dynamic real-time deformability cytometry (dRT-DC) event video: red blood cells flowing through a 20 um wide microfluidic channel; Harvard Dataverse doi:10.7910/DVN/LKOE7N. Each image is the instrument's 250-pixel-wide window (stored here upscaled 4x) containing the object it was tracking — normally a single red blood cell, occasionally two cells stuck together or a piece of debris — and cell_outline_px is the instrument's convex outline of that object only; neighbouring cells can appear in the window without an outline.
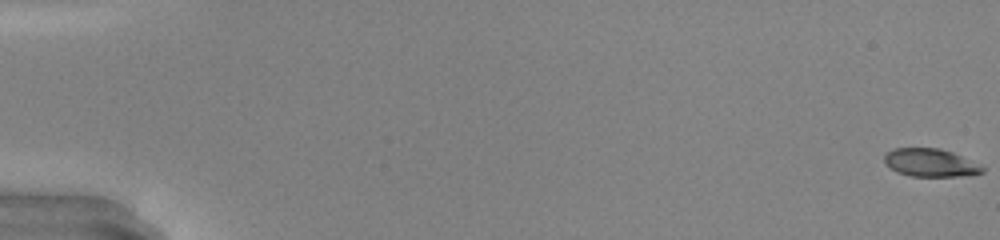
{"species": "common noctule bat (a hibernating species)", "species_latin": "Nyctalus noctula", "temperature_condition": "warm", "stored_images_in_passage": 50, "camera_frame_rate_fps": 3000, "um_per_image_px": 0.085, "animal": {"sex": "male", "body_mass_g": 20.0, "forearm_length_mm": 53.3}, "frame": {"image": 1, "passage_image": 1, "time_ms": 0.0, "image_size_px": [1000, 240], "cell_outline_px": [[984, 172], [972, 176], [912, 176], [896, 172], [884, 164], [884, 156], [892, 148], [940, 148], [952, 152], [984, 168]], "centroid_in_image_um": [79.04, 13.84], "position_along_channel_um": 6.0, "area_um2": 15.95}}
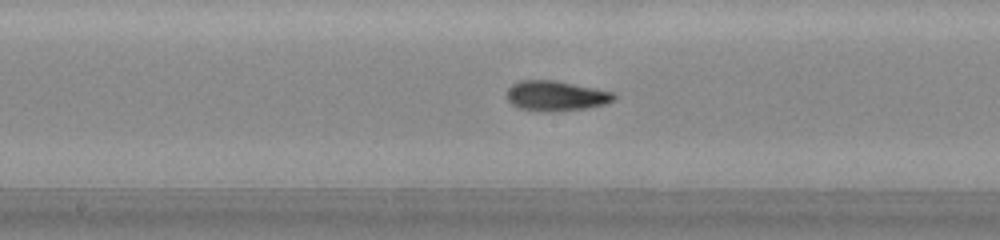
{"frame": {"image": 2, "passage_image": 28, "time_ms": 9.0, "image_size_px": [1000, 240], "cell_outline_px": [[616, 100], [604, 104], [588, 108], [552, 112], [544, 112], [520, 108], [512, 104], [508, 100], [508, 88], [512, 84], [520, 80], [556, 80], [616, 92]], "centroid_in_image_um": [47.3, 8.14], "position_along_channel_um": 200.9, "area_um2": 19.02}}
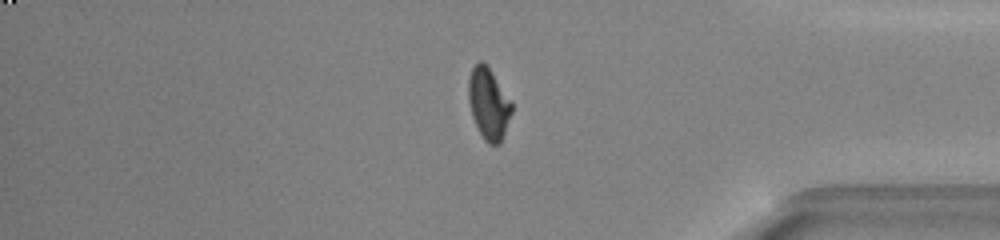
{"frame": {"image": 3, "passage_image": 43, "time_ms": 14.0, "image_size_px": [1000, 240], "cell_outline_px": [[512, 112], [500, 144], [488, 144], [484, 140], [472, 116], [468, 100], [468, 80], [472, 68], [480, 60], [492, 72], [512, 100]], "centroid_in_image_um": [41.54, 8.82], "position_along_channel_um": 393.7, "area_um2": 17.92}, "authors_computed_cell_mechanics": {"area_um2": 17.6868, "velocity_mm_per_s": 4.2581, "shape_relaxation_time_tau1_ms": 4.9031, "shape_relaxation_time_tau2_ms": 1.2282, "deformation_change_tau1": 0.2255, "deformation_change_tau2": 0.0677}}